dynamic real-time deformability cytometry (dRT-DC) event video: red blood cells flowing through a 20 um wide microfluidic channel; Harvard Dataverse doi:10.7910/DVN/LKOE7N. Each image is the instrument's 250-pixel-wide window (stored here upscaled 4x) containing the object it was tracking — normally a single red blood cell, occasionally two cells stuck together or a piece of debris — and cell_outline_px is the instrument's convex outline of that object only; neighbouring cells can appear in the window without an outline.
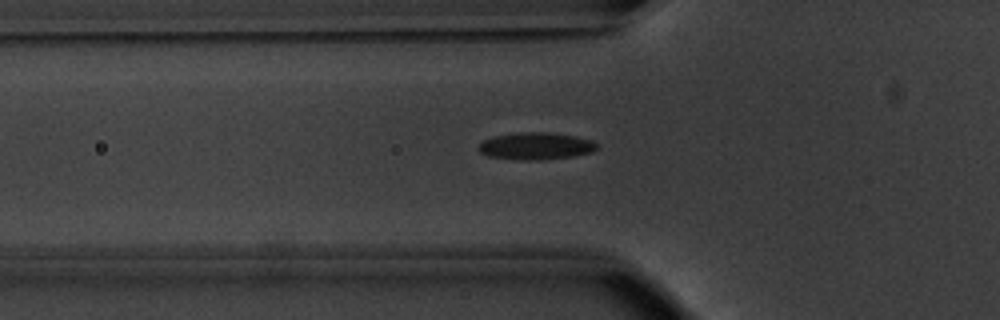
{"species": "common noctule bat (a hibernating species)", "species_latin": "Nyctalus noctula", "temperature_condition": "warm", "stored_images_in_passage": 38, "camera_frame_rate_fps": 3000, "um_per_image_px": 0.085, "animal": {"sex": "male", "body_mass_g": 20.1, "forearm_length_mm": 53.5}, "frame": {"image": 1, "passage_image": 2, "time_ms": 0.333, "image_size_px": [1000, 320], "cell_outline_px": [[600, 148], [592, 152], [572, 156], [540, 160], [516, 160], [488, 156], [480, 152], [480, 144], [484, 140], [496, 136], [516, 132], [544, 132], [576, 136], [592, 140]], "centroid_in_image_um": [45.58, 12.42], "position_along_channel_um": 80.2, "area_um2": 18.67}}
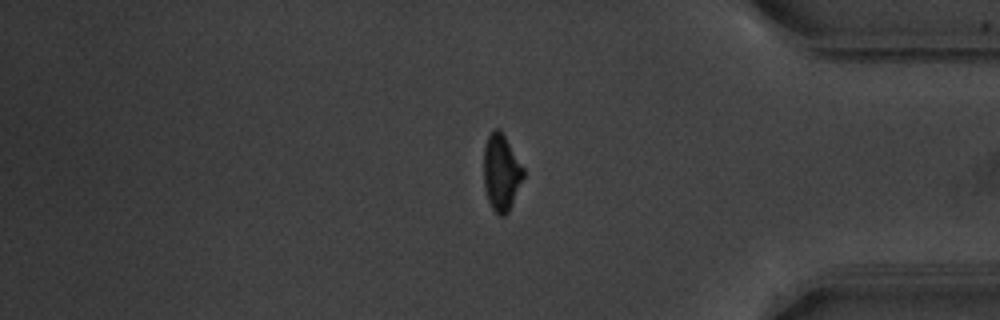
{"frame": {"image": 2, "passage_image": 28, "time_ms": 9.0, "image_size_px": [1000, 320], "cell_outline_px": [[524, 176], [508, 212], [504, 216], [500, 216], [492, 208], [488, 200], [484, 188], [484, 148], [488, 136], [496, 128], [500, 128], [524, 168]], "centroid_in_image_um": [42.6, 14.65], "position_along_channel_um": 392.6, "area_um2": 17.51}}
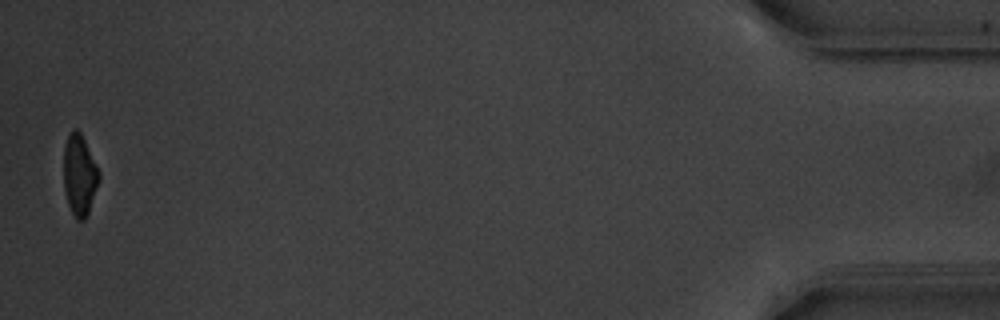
{"frame": {"image": 3, "passage_image": 36, "time_ms": 11.667, "image_size_px": [1000, 320], "cell_outline_px": [[100, 180], [88, 212], [84, 220], [76, 220], [68, 204], [64, 188], [64, 144], [72, 128], [76, 128], [80, 132], [100, 172]], "centroid_in_image_um": [6.76, 14.87], "position_along_channel_um": 428.4, "area_um2": 16.59}}